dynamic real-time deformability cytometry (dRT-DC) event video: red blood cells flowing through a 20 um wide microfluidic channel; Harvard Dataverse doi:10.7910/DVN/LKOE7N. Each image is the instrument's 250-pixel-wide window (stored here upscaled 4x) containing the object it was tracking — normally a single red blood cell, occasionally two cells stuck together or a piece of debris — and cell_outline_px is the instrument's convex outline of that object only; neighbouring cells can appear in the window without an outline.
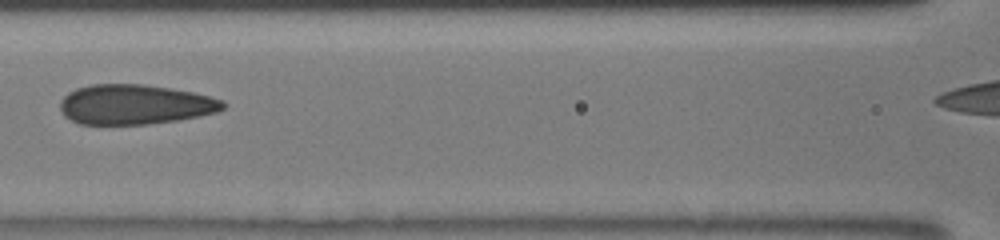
{"species": "human", "species_latin": "Homo sapiens", "temperature_condition": "room temperature", "stored_images_in_passage": 22, "segment_of_instrument_passage": [1, 2], "camera_frame_rate_fps": 3000, "um_per_image_px": 0.085, "donor": {"sex": "male"}, "frame": {"image": 1, "passage_image": 16, "time_ms": 7.667, "image_size_px": [1000, 240], "cell_outline_px": [[228, 104], [224, 108], [216, 112], [200, 116], [176, 120], [148, 124], [80, 124], [64, 116], [60, 108], [60, 100], [68, 92], [76, 88], [92, 84], [144, 84], [192, 92], [224, 100]], "centroid_in_image_um": [11.46, 8.88], "position_along_channel_um": 155.1, "area_um2": 37.86}}
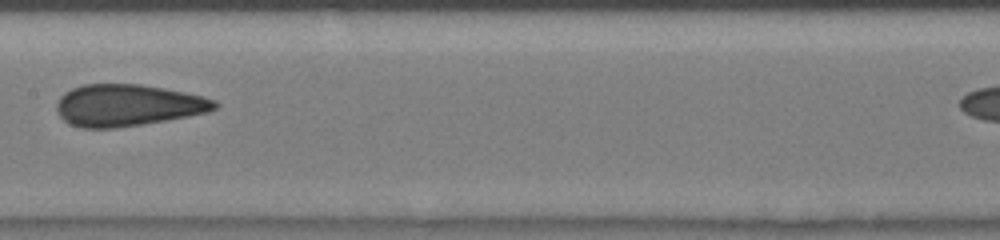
{"frame": {"image": 2, "passage_image": 17, "time_ms": 8.667, "image_size_px": [1000, 240], "cell_outline_px": [[220, 104], [216, 108], [208, 112], [188, 116], [116, 128], [80, 128], [68, 124], [60, 116], [56, 108], [56, 104], [60, 96], [64, 92], [72, 88], [84, 84], [140, 84], [164, 88], [204, 96], [216, 100]], "centroid_in_image_um": [10.84, 8.94], "position_along_channel_um": 196.6, "area_um2": 38.55}}
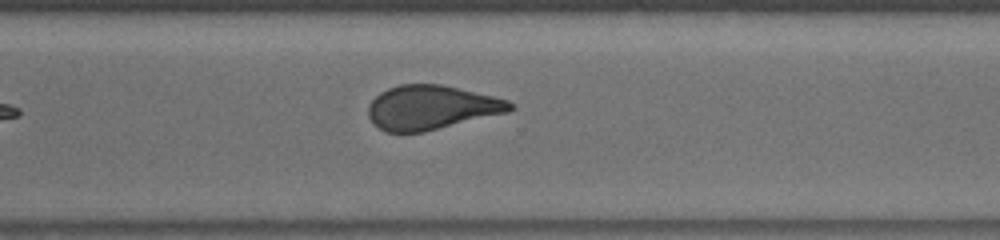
{"frame": {"image": 3, "passage_image": 21, "time_ms": 12.0, "image_size_px": [1000, 240], "cell_outline_px": [[516, 108], [508, 112], [424, 132], [384, 132], [372, 124], [368, 116], [368, 104], [380, 92], [388, 88], [400, 84], [440, 84], [492, 96], [508, 100], [516, 104]], "centroid_in_image_um": [36.64, 9.14], "position_along_channel_um": 334.0, "area_um2": 36.65}}